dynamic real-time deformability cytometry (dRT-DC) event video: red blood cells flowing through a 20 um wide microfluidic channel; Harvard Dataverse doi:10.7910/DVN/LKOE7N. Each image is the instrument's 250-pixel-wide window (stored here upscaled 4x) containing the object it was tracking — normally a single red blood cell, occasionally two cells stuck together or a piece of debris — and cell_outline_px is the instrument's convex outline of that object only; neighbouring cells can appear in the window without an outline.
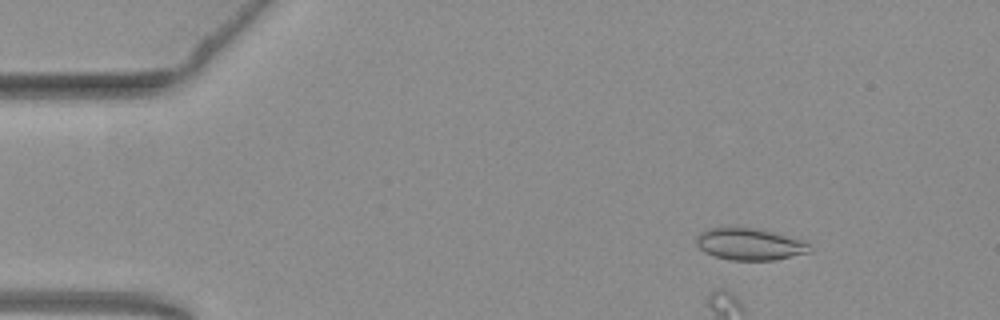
{"species": "common noctule bat (a hibernating species)", "species_latin": "Nyctalus noctula", "temperature_condition": "warm", "stored_images_in_passage": 55, "camera_frame_rate_fps": 3000, "um_per_image_px": 0.085, "animal": {"sex": "female", "body_mass_g": 19.3, "forearm_length_mm": 54.1}, "frame": {"image": 1, "passage_image": 7, "time_ms": 2.0, "image_size_px": [1000, 320], "cell_outline_px": [[812, 252], [772, 260], [728, 260], [704, 252], [696, 244], [696, 236], [700, 232], [708, 228], [756, 228], [800, 240], [808, 244], [812, 248]], "centroid_in_image_um": [63.69, 20.77], "position_along_channel_um": 21.3, "area_um2": 20.75}}
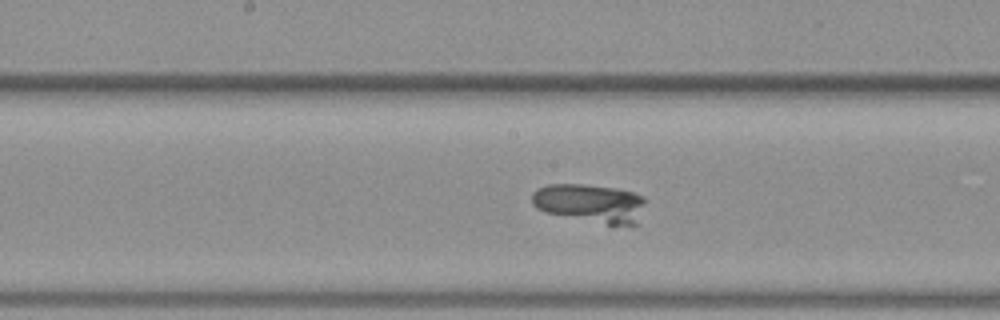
{"frame": {"image": 2, "passage_image": 28, "time_ms": 9.0, "image_size_px": [1000, 320], "cell_outline_px": [[644, 204], [636, 224], [632, 228], [608, 224], [544, 212], [536, 208], [532, 204], [532, 192], [536, 188], [548, 184], [580, 184], [616, 188], [632, 192], [644, 196]], "centroid_in_image_um": [50.16, 17.28], "position_along_channel_um": 198.0, "area_um2": 25.66}}
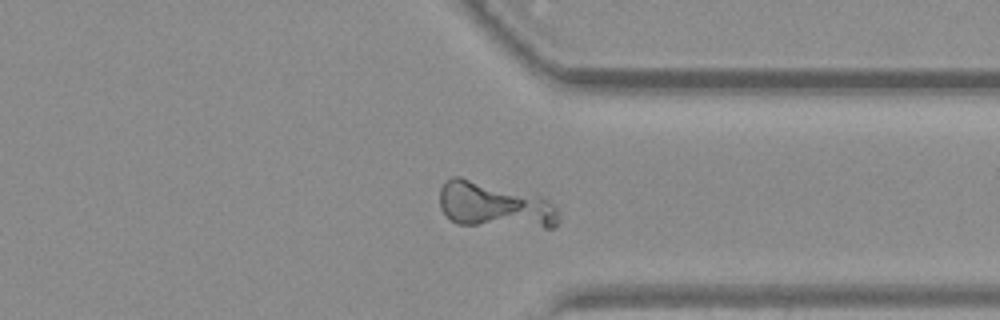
{"frame": {"image": 3, "passage_image": 42, "time_ms": 13.667, "image_size_px": [1000, 320], "cell_outline_px": [[560, 220], [552, 228], [544, 228], [456, 224], [440, 208], [440, 188], [444, 180], [452, 176], [460, 176], [540, 196], [552, 204], [556, 208], [560, 216]], "centroid_in_image_um": [42.02, 17.44], "position_along_channel_um": 369.4, "area_um2": 32.08}}